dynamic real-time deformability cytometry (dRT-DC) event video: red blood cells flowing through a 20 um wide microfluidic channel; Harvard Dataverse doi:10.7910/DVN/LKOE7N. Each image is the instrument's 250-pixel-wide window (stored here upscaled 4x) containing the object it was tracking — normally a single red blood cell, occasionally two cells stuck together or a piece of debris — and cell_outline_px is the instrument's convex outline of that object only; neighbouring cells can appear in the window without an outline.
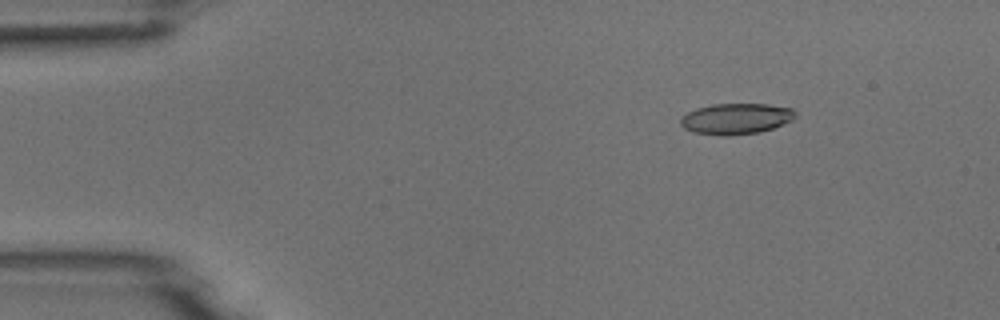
{"species": "common noctule bat (a hibernating species)", "species_latin": "Nyctalus noctula", "temperature_condition": "room temperature", "stored_images_in_passage": 3, "camera_frame_rate_fps": 3000, "um_per_image_px": 0.085, "animal": {"sex": "male", "body_mass_g": 18.8}, "frame": {"image": 1, "passage_image": 1, "time_ms": 0.0, "image_size_px": [1000, 320], "cell_outline_px": [[796, 116], [792, 120], [772, 128], [760, 132], [728, 136], [724, 136], [692, 132], [684, 128], [680, 124], [680, 120], [688, 112], [696, 108], [712, 104], [768, 104], [792, 108], [796, 112]], "centroid_in_image_um": [62.56, 10.09], "position_along_channel_um": 22.4, "area_um2": 20.69}}